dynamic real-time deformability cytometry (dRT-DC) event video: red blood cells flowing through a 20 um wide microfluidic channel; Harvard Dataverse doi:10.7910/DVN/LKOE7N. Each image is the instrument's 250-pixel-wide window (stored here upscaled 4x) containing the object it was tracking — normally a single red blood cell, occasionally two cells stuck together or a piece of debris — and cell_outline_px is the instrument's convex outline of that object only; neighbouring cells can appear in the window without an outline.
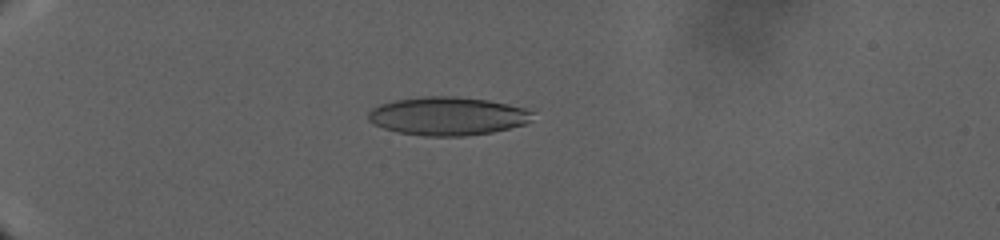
{"species": "human", "species_latin": "Homo sapiens", "temperature_condition": "warm", "stored_images_in_passage": 30, "camera_frame_rate_fps": 3000, "um_per_image_px": 0.085, "donor": {"sex": "male"}, "frame": {"image": 1, "passage_image": 14, "time_ms": 12.333, "image_size_px": [1000, 240], "cell_outline_px": [[532, 120], [524, 124], [492, 132], [464, 136], [424, 136], [396, 132], [372, 124], [368, 120], [368, 112], [372, 108], [380, 104], [396, 100], [424, 96], [452, 96], [488, 100], [508, 104], [524, 108], [532, 112]], "centroid_in_image_um": [38.01, 9.87], "position_along_channel_um": 47.0, "area_um2": 36.7}}
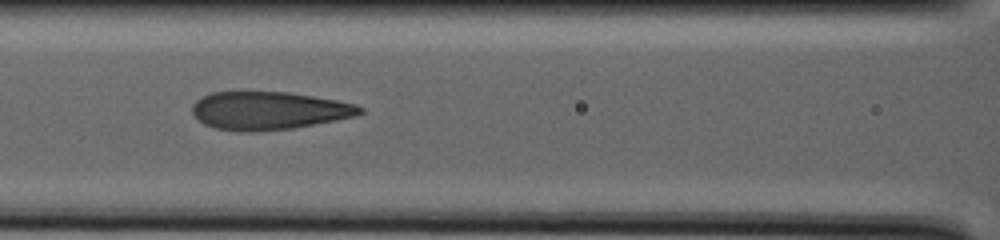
{"frame": {"image": 2, "passage_image": 23, "time_ms": 20.667, "image_size_px": [1000, 240], "cell_outline_px": [[364, 112], [352, 116], [336, 120], [292, 128], [256, 132], [240, 132], [216, 128], [204, 124], [192, 112], [192, 104], [200, 96], [212, 92], [288, 92], [336, 100], [356, 104], [364, 108]], "centroid_in_image_um": [22.82, 9.4], "position_along_channel_um": 143.8, "area_um2": 37.11}}
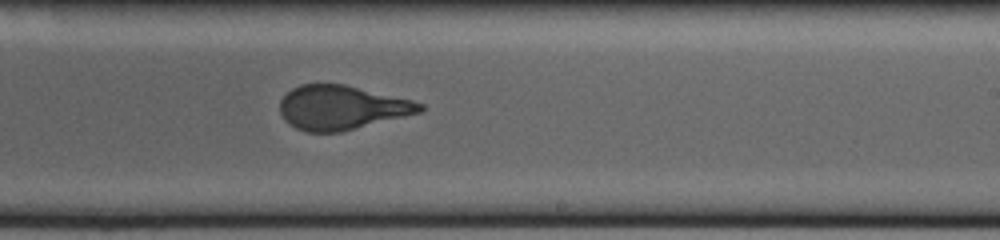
{"frame": {"image": 3, "passage_image": 30, "time_ms": 27.0, "image_size_px": [1000, 240], "cell_outline_px": [[424, 108], [420, 112], [340, 132], [304, 132], [296, 128], [284, 120], [280, 112], [280, 100], [292, 88], [300, 84], [344, 84], [412, 100], [424, 104]], "centroid_in_image_um": [29.0, 9.14], "position_along_channel_um": 260.0, "area_um2": 35.78}}